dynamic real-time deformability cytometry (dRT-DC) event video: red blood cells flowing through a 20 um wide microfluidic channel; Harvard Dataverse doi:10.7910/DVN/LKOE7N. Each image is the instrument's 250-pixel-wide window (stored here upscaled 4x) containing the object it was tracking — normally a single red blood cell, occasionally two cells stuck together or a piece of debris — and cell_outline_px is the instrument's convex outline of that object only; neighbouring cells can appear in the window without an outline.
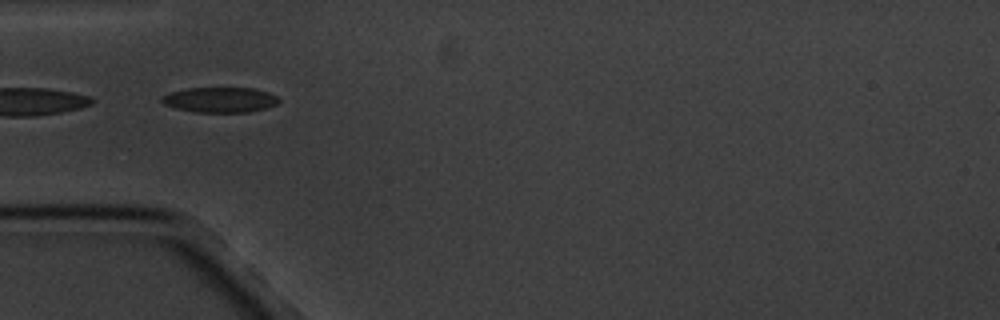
{"species": "common noctule bat (a hibernating species)", "species_latin": "Nyctalus noctula", "temperature_condition": "cold", "stored_images_in_passage": 5, "camera_frame_rate_fps": 3000, "um_per_image_px": 0.085, "animal": {"sex": "male", "body_mass_g": 20.1, "forearm_length_mm": 53.5}, "frame": {"image": 1, "passage_image": 5, "time_ms": 4.667, "image_size_px": [1000, 320], "cell_outline_px": [[280, 100], [276, 104], [264, 108], [248, 112], [196, 112], [176, 108], [164, 104], [160, 100], [160, 96], [172, 92], [188, 88], [252, 88], [268, 92], [276, 96]], "centroid_in_image_um": [18.68, 8.48], "position_along_channel_um": 66.3, "area_um2": 17.05}}